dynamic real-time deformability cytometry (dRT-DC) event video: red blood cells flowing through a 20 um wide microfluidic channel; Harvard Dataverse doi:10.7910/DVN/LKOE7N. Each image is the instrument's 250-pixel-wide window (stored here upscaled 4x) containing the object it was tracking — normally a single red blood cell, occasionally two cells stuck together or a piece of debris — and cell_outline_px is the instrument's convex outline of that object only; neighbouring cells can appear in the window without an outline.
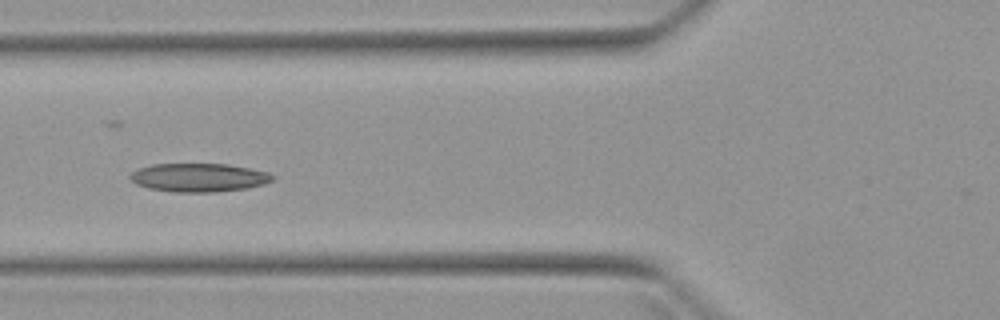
{"species": "Egyptian fruit bat (a non-hibernating species)", "species_latin": "Rousettus aegyptiacus", "temperature_condition": "warm", "stored_images_in_passage": 4, "camera_frame_rate_fps": 3000, "um_per_image_px": 0.085, "animal": {"sex": "female"}, "frame": {"image": 1, "passage_image": 4, "time_ms": 4.333, "image_size_px": [1000, 320], "cell_outline_px": [[276, 176], [272, 180], [264, 184], [248, 188], [212, 192], [176, 192], [148, 188], [136, 184], [128, 176], [132, 172], [140, 168], [152, 164], [228, 164], [268, 172]], "centroid_in_image_um": [16.91, 15.09], "position_along_channel_um": 108.9, "area_um2": 23.58}}